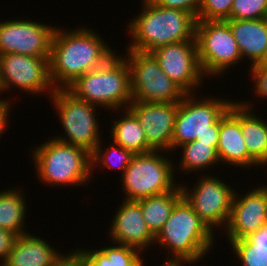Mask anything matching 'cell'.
Wrapping results in <instances>:
<instances>
[{
	"mask_svg": "<svg viewBox=\"0 0 267 266\" xmlns=\"http://www.w3.org/2000/svg\"><path fill=\"white\" fill-rule=\"evenodd\" d=\"M99 36L89 27L72 31L56 28L49 59L50 79L56 89H66L115 54Z\"/></svg>",
	"mask_w": 267,
	"mask_h": 266,
	"instance_id": "1",
	"label": "cell"
},
{
	"mask_svg": "<svg viewBox=\"0 0 267 266\" xmlns=\"http://www.w3.org/2000/svg\"><path fill=\"white\" fill-rule=\"evenodd\" d=\"M142 10L128 24L132 41L127 49L151 53L163 45L195 40L197 18L180 9L143 0Z\"/></svg>",
	"mask_w": 267,
	"mask_h": 266,
	"instance_id": "2",
	"label": "cell"
},
{
	"mask_svg": "<svg viewBox=\"0 0 267 266\" xmlns=\"http://www.w3.org/2000/svg\"><path fill=\"white\" fill-rule=\"evenodd\" d=\"M214 236L215 233L182 196L173 207L168 220L155 235L154 244L157 242L161 248L168 249V261L197 263L212 250L216 242Z\"/></svg>",
	"mask_w": 267,
	"mask_h": 266,
	"instance_id": "3",
	"label": "cell"
},
{
	"mask_svg": "<svg viewBox=\"0 0 267 266\" xmlns=\"http://www.w3.org/2000/svg\"><path fill=\"white\" fill-rule=\"evenodd\" d=\"M66 89L80 100L116 112L132 102L129 67L125 58L116 53Z\"/></svg>",
	"mask_w": 267,
	"mask_h": 266,
	"instance_id": "4",
	"label": "cell"
},
{
	"mask_svg": "<svg viewBox=\"0 0 267 266\" xmlns=\"http://www.w3.org/2000/svg\"><path fill=\"white\" fill-rule=\"evenodd\" d=\"M201 99V100H200ZM235 101L221 98L194 97L186 93L179 101L172 138V152L188 142L197 140L218 146L220 118Z\"/></svg>",
	"mask_w": 267,
	"mask_h": 266,
	"instance_id": "5",
	"label": "cell"
},
{
	"mask_svg": "<svg viewBox=\"0 0 267 266\" xmlns=\"http://www.w3.org/2000/svg\"><path fill=\"white\" fill-rule=\"evenodd\" d=\"M31 150L37 177L44 184L58 187L90 182L91 154L85 149L52 138Z\"/></svg>",
	"mask_w": 267,
	"mask_h": 266,
	"instance_id": "6",
	"label": "cell"
},
{
	"mask_svg": "<svg viewBox=\"0 0 267 266\" xmlns=\"http://www.w3.org/2000/svg\"><path fill=\"white\" fill-rule=\"evenodd\" d=\"M160 153L161 151H150L134 154L121 178L125 200L138 201L162 195L180 185L174 181V163L165 156L166 153Z\"/></svg>",
	"mask_w": 267,
	"mask_h": 266,
	"instance_id": "7",
	"label": "cell"
},
{
	"mask_svg": "<svg viewBox=\"0 0 267 266\" xmlns=\"http://www.w3.org/2000/svg\"><path fill=\"white\" fill-rule=\"evenodd\" d=\"M49 98L50 102L52 100L67 137L58 135L59 137L55 138L81 147L92 154L102 141L96 117L97 106L76 98L67 89H56Z\"/></svg>",
	"mask_w": 267,
	"mask_h": 266,
	"instance_id": "8",
	"label": "cell"
},
{
	"mask_svg": "<svg viewBox=\"0 0 267 266\" xmlns=\"http://www.w3.org/2000/svg\"><path fill=\"white\" fill-rule=\"evenodd\" d=\"M127 50L124 58L130 72L132 101L179 102L184 98L186 92L167 76L151 53Z\"/></svg>",
	"mask_w": 267,
	"mask_h": 266,
	"instance_id": "9",
	"label": "cell"
},
{
	"mask_svg": "<svg viewBox=\"0 0 267 266\" xmlns=\"http://www.w3.org/2000/svg\"><path fill=\"white\" fill-rule=\"evenodd\" d=\"M195 40L205 77H217L230 66L241 63L238 44L225 20L197 21Z\"/></svg>",
	"mask_w": 267,
	"mask_h": 266,
	"instance_id": "10",
	"label": "cell"
},
{
	"mask_svg": "<svg viewBox=\"0 0 267 266\" xmlns=\"http://www.w3.org/2000/svg\"><path fill=\"white\" fill-rule=\"evenodd\" d=\"M194 185L189 189L180 183L185 199L213 233L220 226L224 229L231 213L233 187L213 175H204Z\"/></svg>",
	"mask_w": 267,
	"mask_h": 266,
	"instance_id": "11",
	"label": "cell"
},
{
	"mask_svg": "<svg viewBox=\"0 0 267 266\" xmlns=\"http://www.w3.org/2000/svg\"><path fill=\"white\" fill-rule=\"evenodd\" d=\"M19 88L26 93L39 95L48 91L49 97L56 88L50 79L49 59L23 54H0V89Z\"/></svg>",
	"mask_w": 267,
	"mask_h": 266,
	"instance_id": "12",
	"label": "cell"
},
{
	"mask_svg": "<svg viewBox=\"0 0 267 266\" xmlns=\"http://www.w3.org/2000/svg\"><path fill=\"white\" fill-rule=\"evenodd\" d=\"M56 28L32 19L0 22V54L16 53L50 59Z\"/></svg>",
	"mask_w": 267,
	"mask_h": 266,
	"instance_id": "13",
	"label": "cell"
},
{
	"mask_svg": "<svg viewBox=\"0 0 267 266\" xmlns=\"http://www.w3.org/2000/svg\"><path fill=\"white\" fill-rule=\"evenodd\" d=\"M151 54L167 76L186 93H193L202 85L205 75L200 66L196 40L163 45Z\"/></svg>",
	"mask_w": 267,
	"mask_h": 266,
	"instance_id": "14",
	"label": "cell"
},
{
	"mask_svg": "<svg viewBox=\"0 0 267 266\" xmlns=\"http://www.w3.org/2000/svg\"><path fill=\"white\" fill-rule=\"evenodd\" d=\"M237 193L225 227L228 241L249 238L267 226V185L251 188L245 195Z\"/></svg>",
	"mask_w": 267,
	"mask_h": 266,
	"instance_id": "15",
	"label": "cell"
},
{
	"mask_svg": "<svg viewBox=\"0 0 267 266\" xmlns=\"http://www.w3.org/2000/svg\"><path fill=\"white\" fill-rule=\"evenodd\" d=\"M179 102H137L128 108L142 126L148 146L153 151L172 150V138Z\"/></svg>",
	"mask_w": 267,
	"mask_h": 266,
	"instance_id": "16",
	"label": "cell"
},
{
	"mask_svg": "<svg viewBox=\"0 0 267 266\" xmlns=\"http://www.w3.org/2000/svg\"><path fill=\"white\" fill-rule=\"evenodd\" d=\"M111 222L109 238L113 243L130 246L140 252H145L154 244L155 235L147 227L137 201L124 199Z\"/></svg>",
	"mask_w": 267,
	"mask_h": 266,
	"instance_id": "17",
	"label": "cell"
},
{
	"mask_svg": "<svg viewBox=\"0 0 267 266\" xmlns=\"http://www.w3.org/2000/svg\"><path fill=\"white\" fill-rule=\"evenodd\" d=\"M217 152L220 163L249 167L260 165L249 155L241 132V102H234L220 118Z\"/></svg>",
	"mask_w": 267,
	"mask_h": 266,
	"instance_id": "18",
	"label": "cell"
},
{
	"mask_svg": "<svg viewBox=\"0 0 267 266\" xmlns=\"http://www.w3.org/2000/svg\"><path fill=\"white\" fill-rule=\"evenodd\" d=\"M40 236L25 233L16 237L3 266H52L62 255Z\"/></svg>",
	"mask_w": 267,
	"mask_h": 266,
	"instance_id": "19",
	"label": "cell"
},
{
	"mask_svg": "<svg viewBox=\"0 0 267 266\" xmlns=\"http://www.w3.org/2000/svg\"><path fill=\"white\" fill-rule=\"evenodd\" d=\"M225 21L230 26L242 59L248 58L250 67L261 63L267 50V18Z\"/></svg>",
	"mask_w": 267,
	"mask_h": 266,
	"instance_id": "20",
	"label": "cell"
},
{
	"mask_svg": "<svg viewBox=\"0 0 267 266\" xmlns=\"http://www.w3.org/2000/svg\"><path fill=\"white\" fill-rule=\"evenodd\" d=\"M241 102V132L249 155L267 166V122L253 113L251 103Z\"/></svg>",
	"mask_w": 267,
	"mask_h": 266,
	"instance_id": "21",
	"label": "cell"
},
{
	"mask_svg": "<svg viewBox=\"0 0 267 266\" xmlns=\"http://www.w3.org/2000/svg\"><path fill=\"white\" fill-rule=\"evenodd\" d=\"M124 110L121 119H115L111 125V140L134 154L153 151L148 146L145 132L135 114L129 108Z\"/></svg>",
	"mask_w": 267,
	"mask_h": 266,
	"instance_id": "22",
	"label": "cell"
},
{
	"mask_svg": "<svg viewBox=\"0 0 267 266\" xmlns=\"http://www.w3.org/2000/svg\"><path fill=\"white\" fill-rule=\"evenodd\" d=\"M115 244V246H113ZM111 244V247L76 250L83 256L87 266H143L144 258L137 249L123 244ZM117 245V246H116Z\"/></svg>",
	"mask_w": 267,
	"mask_h": 266,
	"instance_id": "23",
	"label": "cell"
},
{
	"mask_svg": "<svg viewBox=\"0 0 267 266\" xmlns=\"http://www.w3.org/2000/svg\"><path fill=\"white\" fill-rule=\"evenodd\" d=\"M21 192L18 187L0 191V228L17 236L28 233L24 230L27 203L24 199L25 194Z\"/></svg>",
	"mask_w": 267,
	"mask_h": 266,
	"instance_id": "24",
	"label": "cell"
},
{
	"mask_svg": "<svg viewBox=\"0 0 267 266\" xmlns=\"http://www.w3.org/2000/svg\"><path fill=\"white\" fill-rule=\"evenodd\" d=\"M183 196L180 185L173 191L162 195L150 196L138 200L143 218L150 231L156 235L168 220L176 202Z\"/></svg>",
	"mask_w": 267,
	"mask_h": 266,
	"instance_id": "25",
	"label": "cell"
},
{
	"mask_svg": "<svg viewBox=\"0 0 267 266\" xmlns=\"http://www.w3.org/2000/svg\"><path fill=\"white\" fill-rule=\"evenodd\" d=\"M179 147L182 149V158L178 168L182 173L183 171L186 173L201 172L202 169L206 170L209 167H215L214 165L218 162L220 163L217 148L212 144H204L194 140Z\"/></svg>",
	"mask_w": 267,
	"mask_h": 266,
	"instance_id": "26",
	"label": "cell"
},
{
	"mask_svg": "<svg viewBox=\"0 0 267 266\" xmlns=\"http://www.w3.org/2000/svg\"><path fill=\"white\" fill-rule=\"evenodd\" d=\"M102 142L98 144L96 149L91 154V171L96 166H103L102 168L118 169L122 174L129 166L134 153L130 150L124 149L122 146L113 142V145L102 149Z\"/></svg>",
	"mask_w": 267,
	"mask_h": 266,
	"instance_id": "27",
	"label": "cell"
},
{
	"mask_svg": "<svg viewBox=\"0 0 267 266\" xmlns=\"http://www.w3.org/2000/svg\"><path fill=\"white\" fill-rule=\"evenodd\" d=\"M267 18V0H234L230 19L254 20Z\"/></svg>",
	"mask_w": 267,
	"mask_h": 266,
	"instance_id": "28",
	"label": "cell"
},
{
	"mask_svg": "<svg viewBox=\"0 0 267 266\" xmlns=\"http://www.w3.org/2000/svg\"><path fill=\"white\" fill-rule=\"evenodd\" d=\"M234 0H202L197 21L230 20Z\"/></svg>",
	"mask_w": 267,
	"mask_h": 266,
	"instance_id": "29",
	"label": "cell"
},
{
	"mask_svg": "<svg viewBox=\"0 0 267 266\" xmlns=\"http://www.w3.org/2000/svg\"><path fill=\"white\" fill-rule=\"evenodd\" d=\"M229 242L242 266H267V255L256 254L254 246L247 239Z\"/></svg>",
	"mask_w": 267,
	"mask_h": 266,
	"instance_id": "30",
	"label": "cell"
},
{
	"mask_svg": "<svg viewBox=\"0 0 267 266\" xmlns=\"http://www.w3.org/2000/svg\"><path fill=\"white\" fill-rule=\"evenodd\" d=\"M250 76L254 80V93L259 98H267V64L259 63L257 65L251 66Z\"/></svg>",
	"mask_w": 267,
	"mask_h": 266,
	"instance_id": "31",
	"label": "cell"
},
{
	"mask_svg": "<svg viewBox=\"0 0 267 266\" xmlns=\"http://www.w3.org/2000/svg\"><path fill=\"white\" fill-rule=\"evenodd\" d=\"M153 3L165 7L180 9L193 14L196 18L199 13V8L202 0H151Z\"/></svg>",
	"mask_w": 267,
	"mask_h": 266,
	"instance_id": "32",
	"label": "cell"
},
{
	"mask_svg": "<svg viewBox=\"0 0 267 266\" xmlns=\"http://www.w3.org/2000/svg\"><path fill=\"white\" fill-rule=\"evenodd\" d=\"M17 235L13 232L0 228V260L3 263L9 255L12 249L13 243Z\"/></svg>",
	"mask_w": 267,
	"mask_h": 266,
	"instance_id": "33",
	"label": "cell"
},
{
	"mask_svg": "<svg viewBox=\"0 0 267 266\" xmlns=\"http://www.w3.org/2000/svg\"><path fill=\"white\" fill-rule=\"evenodd\" d=\"M246 239L254 246L256 254L267 255V226Z\"/></svg>",
	"mask_w": 267,
	"mask_h": 266,
	"instance_id": "34",
	"label": "cell"
},
{
	"mask_svg": "<svg viewBox=\"0 0 267 266\" xmlns=\"http://www.w3.org/2000/svg\"><path fill=\"white\" fill-rule=\"evenodd\" d=\"M63 255L52 266H87L83 256L75 249Z\"/></svg>",
	"mask_w": 267,
	"mask_h": 266,
	"instance_id": "35",
	"label": "cell"
},
{
	"mask_svg": "<svg viewBox=\"0 0 267 266\" xmlns=\"http://www.w3.org/2000/svg\"><path fill=\"white\" fill-rule=\"evenodd\" d=\"M9 100V101H8ZM0 99V137L7 129V122H9L8 114L11 111L10 99Z\"/></svg>",
	"mask_w": 267,
	"mask_h": 266,
	"instance_id": "36",
	"label": "cell"
},
{
	"mask_svg": "<svg viewBox=\"0 0 267 266\" xmlns=\"http://www.w3.org/2000/svg\"><path fill=\"white\" fill-rule=\"evenodd\" d=\"M182 264H184L185 266L187 264H192L193 263H190V262H172V261H166V263H164L162 266H183Z\"/></svg>",
	"mask_w": 267,
	"mask_h": 266,
	"instance_id": "37",
	"label": "cell"
},
{
	"mask_svg": "<svg viewBox=\"0 0 267 266\" xmlns=\"http://www.w3.org/2000/svg\"><path fill=\"white\" fill-rule=\"evenodd\" d=\"M261 63L267 64V50H266V53H265V57H264V59H263V61Z\"/></svg>",
	"mask_w": 267,
	"mask_h": 266,
	"instance_id": "38",
	"label": "cell"
}]
</instances>
